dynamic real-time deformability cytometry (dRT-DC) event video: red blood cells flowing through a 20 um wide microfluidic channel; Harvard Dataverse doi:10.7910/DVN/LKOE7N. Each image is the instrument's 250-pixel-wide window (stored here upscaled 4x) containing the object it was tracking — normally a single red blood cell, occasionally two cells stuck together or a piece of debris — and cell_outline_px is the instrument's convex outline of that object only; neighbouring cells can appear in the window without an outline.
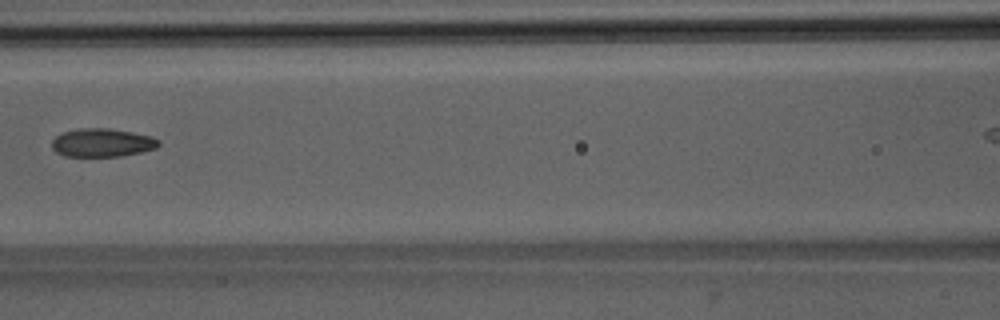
{"species": "Egyptian fruit bat (a non-hibernating species)", "species_latin": "Rousettus aegyptiacus", "temperature_condition": "room temperature", "stored_images_in_passage": 7, "camera_frame_rate_fps": 3000, "um_per_image_px": 0.085, "animal": {"sex": "male"}, "frame": {"image": 1, "passage_image": 6, "time_ms": 5.667, "image_size_px": [1000, 320], "cell_outline_px": [[160, 144], [156, 148], [140, 152], [120, 156], [64, 156], [56, 152], [52, 148], [52, 140], [56, 136], [64, 132], [80, 128], [108, 128], [132, 132], [152, 136], [160, 140]], "centroid_in_image_um": [8.69, 12.12], "position_along_channel_um": 157.9, "area_um2": 17.63}}